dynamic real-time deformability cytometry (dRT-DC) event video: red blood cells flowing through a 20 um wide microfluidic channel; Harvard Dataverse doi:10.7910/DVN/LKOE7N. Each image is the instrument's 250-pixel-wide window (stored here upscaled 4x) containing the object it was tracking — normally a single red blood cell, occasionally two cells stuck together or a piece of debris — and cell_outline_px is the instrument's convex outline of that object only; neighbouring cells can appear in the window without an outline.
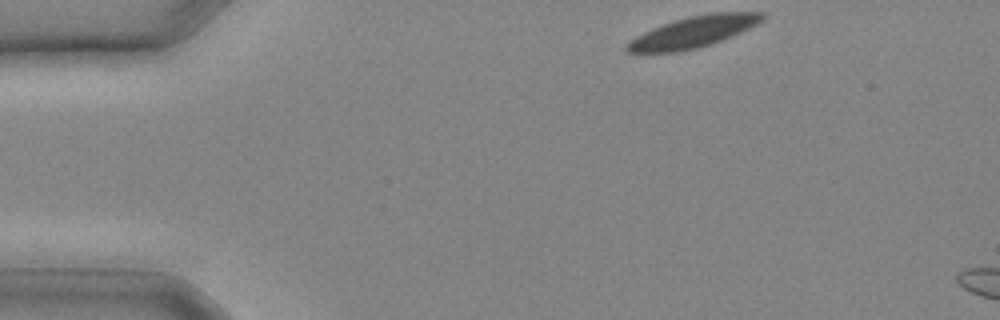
{"species": "common noctule bat (a hibernating species)", "species_latin": "Nyctalus noctula", "temperature_condition": "cold", "stored_images_in_passage": 4, "camera_frame_rate_fps": 3000, "um_per_image_px": 0.085, "animal": {"sex": "male", "body_mass_g": 20.4}, "frame": {"image": 1, "passage_image": 1, "time_ms": 0.0, "image_size_px": [1000, 320], "cell_outline_px": [[764, 16], [756, 24], [748, 28], [720, 40], [696, 48], [680, 52], [628, 52], [624, 48], [624, 44], [636, 36], [652, 28], [676, 20], [692, 16], [712, 12], [764, 12]], "centroid_in_image_um": [58.87, 2.72], "position_along_channel_um": 26.1, "area_um2": 23.99}}